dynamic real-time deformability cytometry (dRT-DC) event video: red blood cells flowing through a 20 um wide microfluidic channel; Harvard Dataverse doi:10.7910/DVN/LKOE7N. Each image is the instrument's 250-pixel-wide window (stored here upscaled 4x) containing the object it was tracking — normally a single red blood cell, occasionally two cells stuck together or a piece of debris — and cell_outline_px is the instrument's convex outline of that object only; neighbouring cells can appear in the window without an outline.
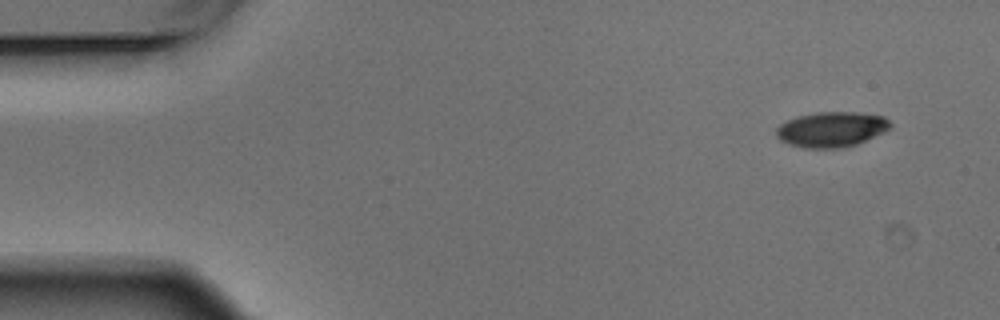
{"species": "Egyptian fruit bat (a non-hibernating species)", "species_latin": "Rousettus aegyptiacus", "temperature_condition": "warm", "stored_images_in_passage": 5, "camera_frame_rate_fps": 3000, "um_per_image_px": 0.085, "animal": {"sex": "male"}, "frame": {"image": 1, "passage_image": 1, "time_ms": 0.0, "image_size_px": [1000, 320], "cell_outline_px": [[892, 128], [884, 132], [856, 144], [840, 148], [804, 148], [788, 144], [780, 140], [776, 136], [776, 128], [780, 124], [796, 116], [816, 112], [856, 112], [884, 116], [892, 124]], "centroid_in_image_um": [70.67, 10.99], "position_along_channel_um": 14.3, "area_um2": 23.52}}
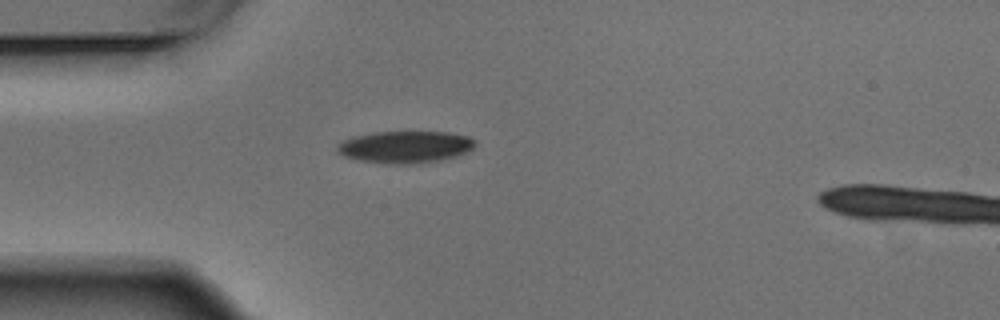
{"frame": {"image": 2, "passage_image": 4, "time_ms": 1.0, "image_size_px": [1000, 320], "cell_outline_px": [[476, 144], [472, 148], [460, 156], [444, 160], [412, 164], [384, 164], [356, 160], [344, 156], [336, 148], [344, 140], [356, 136], [372, 132], [448, 132], [468, 136], [476, 140]], "centroid_in_image_um": [34.49, 12.5], "position_along_channel_um": 50.5, "area_um2": 25.95}}